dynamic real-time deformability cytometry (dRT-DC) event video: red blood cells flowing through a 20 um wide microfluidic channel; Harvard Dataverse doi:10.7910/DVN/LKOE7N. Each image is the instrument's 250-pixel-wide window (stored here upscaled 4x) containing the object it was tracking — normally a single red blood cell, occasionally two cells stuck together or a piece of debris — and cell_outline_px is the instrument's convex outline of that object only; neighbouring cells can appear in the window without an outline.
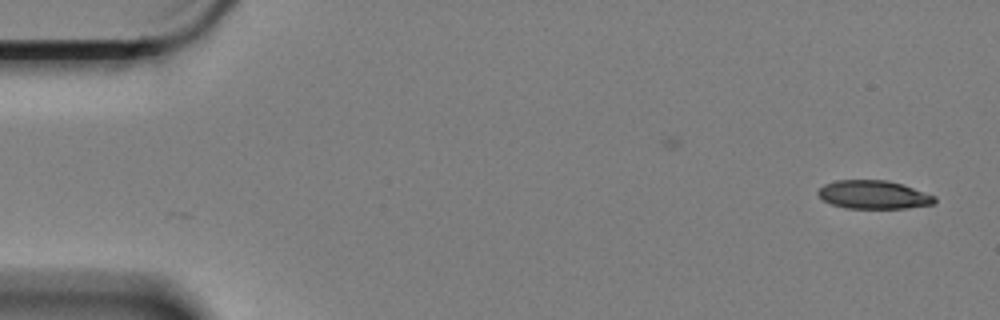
{"species": "Egyptian fruit bat (a non-hibernating species)", "species_latin": "Rousettus aegyptiacus", "temperature_condition": "cold", "stored_images_in_passage": 50, "camera_frame_rate_fps": 3000, "um_per_image_px": 0.085, "animal": {"sex": "female"}, "frame": {"image": 1, "passage_image": 1, "time_ms": 0.0, "image_size_px": [1000, 320], "cell_outline_px": [[936, 204], [908, 208], [844, 208], [820, 200], [816, 192], [824, 184], [836, 180], [884, 180], [900, 184], [936, 196]], "centroid_in_image_um": [74.22, 16.56], "position_along_channel_um": 10.8, "area_um2": 19.36}}
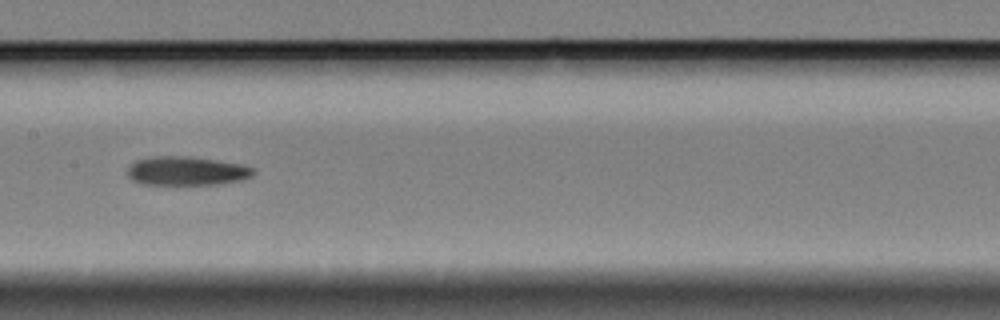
{"frame": {"image": 2, "passage_image": 28, "time_ms": 9.0, "image_size_px": [1000, 320], "cell_outline_px": [[256, 172], [252, 176], [244, 180], [220, 184], [144, 184], [132, 180], [128, 176], [128, 168], [136, 160], [148, 156], [188, 156], [216, 160], [240, 164], [252, 168]], "centroid_in_image_um": [15.87, 14.53], "position_along_channel_um": 191.5, "area_um2": 21.21}}
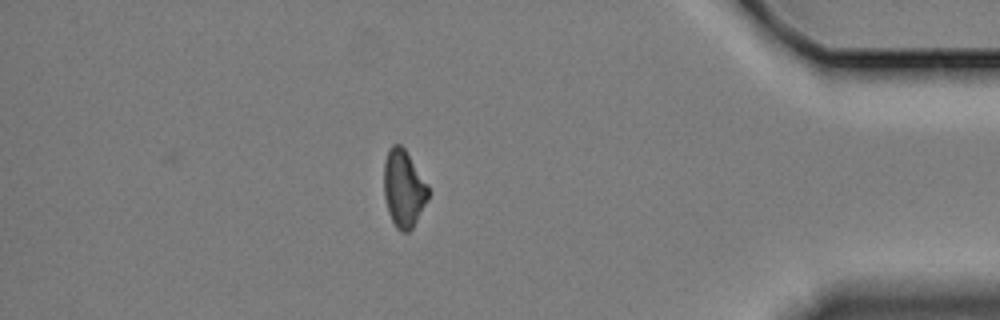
{"frame": {"image": 3, "passage_image": 50, "time_ms": 16.333, "image_size_px": [1000, 320], "cell_outline_px": [[428, 200], [412, 228], [408, 232], [400, 232], [396, 228], [388, 212], [384, 196], [384, 160], [388, 148], [392, 144], [400, 144], [404, 148], [428, 184]], "centroid_in_image_um": [34.3, 16.02], "position_along_channel_um": 400.9, "area_um2": 20.06}}